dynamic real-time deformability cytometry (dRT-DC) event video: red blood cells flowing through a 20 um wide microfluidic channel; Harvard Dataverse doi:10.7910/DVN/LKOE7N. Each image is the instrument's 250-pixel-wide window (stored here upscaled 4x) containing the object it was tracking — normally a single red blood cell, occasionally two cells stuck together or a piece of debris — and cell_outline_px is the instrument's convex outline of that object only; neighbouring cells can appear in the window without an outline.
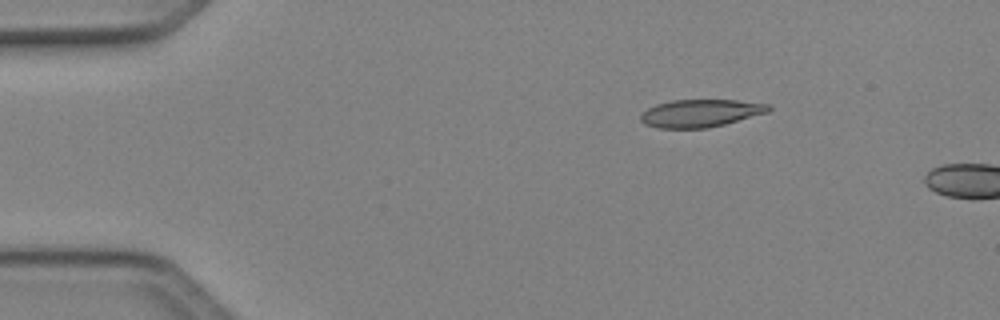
{"species": "Egyptian fruit bat (a non-hibernating species)", "species_latin": "Rousettus aegyptiacus", "temperature_condition": "cold", "stored_images_in_passage": 4, "camera_frame_rate_fps": 3000, "um_per_image_px": 0.085, "animal": {"sex": "female"}, "frame": {"image": 1, "passage_image": 1, "time_ms": 0.0, "image_size_px": [1000, 320], "cell_outline_px": [[772, 108], [768, 112], [724, 124], [708, 128], [660, 128], [644, 124], [640, 120], [640, 116], [648, 108], [656, 104], [672, 100], [736, 100], [772, 104]], "centroid_in_image_um": [59.56, 9.61], "position_along_channel_um": 25.4, "area_um2": 20.58}}